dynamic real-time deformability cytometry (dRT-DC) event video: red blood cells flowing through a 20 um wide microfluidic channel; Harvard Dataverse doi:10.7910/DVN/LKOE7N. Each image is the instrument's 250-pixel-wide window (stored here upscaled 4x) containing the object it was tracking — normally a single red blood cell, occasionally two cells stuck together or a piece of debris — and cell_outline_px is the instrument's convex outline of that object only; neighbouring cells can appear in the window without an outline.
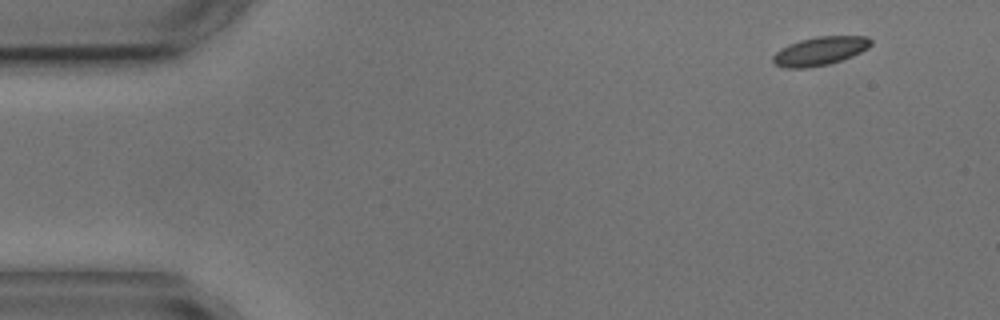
{"species": "common noctule bat (a hibernating species)", "species_latin": "Nyctalus noctula", "temperature_condition": "cold", "stored_images_in_passage": 3, "segment_of_instrument_passage": [2, 2], "camera_frame_rate_fps": 3000, "um_per_image_px": 0.085, "animal": {"sex": "male", "body_mass_g": 17.9, "forearm_length_mm": 54.2}, "frame": {"image": 1, "passage_image": 3, "time_ms": 2.333, "image_size_px": [1000, 320], "cell_outline_px": [[872, 44], [868, 48], [852, 56], [828, 64], [808, 68], [784, 68], [776, 64], [772, 60], [772, 56], [780, 48], [788, 44], [800, 40], [816, 36], [868, 36], [872, 40]], "centroid_in_image_um": [69.69, 4.33], "position_along_channel_um": 15.3, "area_um2": 16.36}}